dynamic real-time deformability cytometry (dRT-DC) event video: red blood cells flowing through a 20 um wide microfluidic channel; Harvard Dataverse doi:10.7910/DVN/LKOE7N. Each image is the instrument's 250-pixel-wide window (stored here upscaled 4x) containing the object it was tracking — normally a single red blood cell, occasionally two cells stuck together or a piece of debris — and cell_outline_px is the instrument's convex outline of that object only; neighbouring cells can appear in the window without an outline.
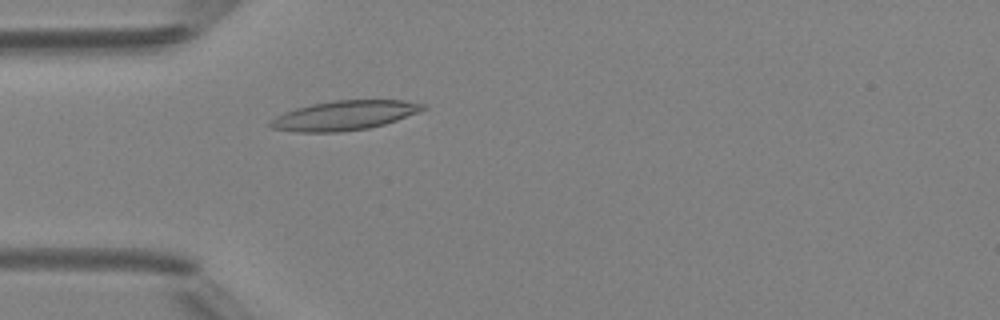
{"species": "Egyptian fruit bat (a non-hibernating species)", "species_latin": "Rousettus aegyptiacus", "temperature_condition": "room temperature", "stored_images_in_passage": 2, "camera_frame_rate_fps": 3000, "um_per_image_px": 0.085, "animal": {"sex": "female"}, "frame": {"image": 1, "passage_image": 2, "time_ms": 1.333, "image_size_px": [1000, 320], "cell_outline_px": [[428, 108], [420, 112], [384, 124], [368, 128], [340, 132], [296, 132], [272, 128], [268, 124], [268, 120], [284, 112], [296, 108], [312, 104], [336, 100], [404, 100], [428, 104]], "centroid_in_image_um": [29.29, 9.81], "position_along_channel_um": 55.7, "area_um2": 26.36}}